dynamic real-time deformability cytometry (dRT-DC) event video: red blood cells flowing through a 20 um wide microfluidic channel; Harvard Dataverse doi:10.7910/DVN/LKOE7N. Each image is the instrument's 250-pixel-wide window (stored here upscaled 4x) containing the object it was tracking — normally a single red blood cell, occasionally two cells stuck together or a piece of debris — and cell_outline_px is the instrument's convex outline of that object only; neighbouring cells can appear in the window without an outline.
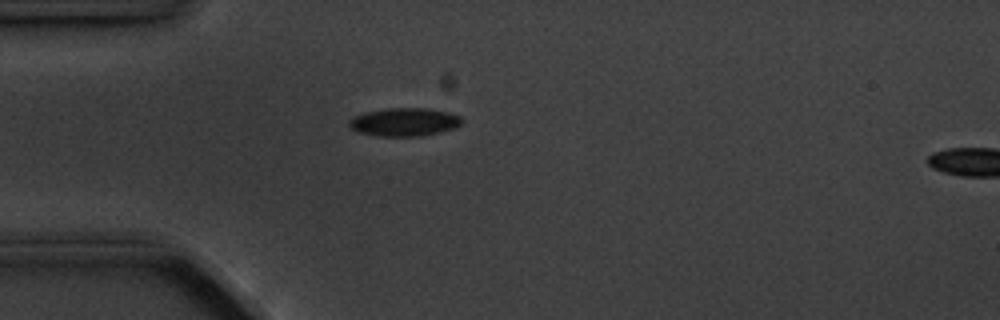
{"species": "common noctule bat (a hibernating species)", "species_latin": "Nyctalus noctula", "temperature_condition": "cold", "stored_images_in_passage": 4, "camera_frame_rate_fps": 3000, "um_per_image_px": 0.085, "animal": {"sex": "male", "body_mass_g": 20.1, "forearm_length_mm": 53.5}, "frame": {"image": 1, "passage_image": 4, "time_ms": 3.667, "image_size_px": [1000, 320], "cell_outline_px": [[464, 120], [456, 128], [440, 132], [420, 136], [380, 136], [360, 132], [352, 128], [348, 124], [348, 120], [364, 112], [388, 108], [428, 108], [448, 112], [460, 116]], "centroid_in_image_um": [34.41, 10.36], "position_along_channel_um": 50.6, "area_um2": 18.5}}